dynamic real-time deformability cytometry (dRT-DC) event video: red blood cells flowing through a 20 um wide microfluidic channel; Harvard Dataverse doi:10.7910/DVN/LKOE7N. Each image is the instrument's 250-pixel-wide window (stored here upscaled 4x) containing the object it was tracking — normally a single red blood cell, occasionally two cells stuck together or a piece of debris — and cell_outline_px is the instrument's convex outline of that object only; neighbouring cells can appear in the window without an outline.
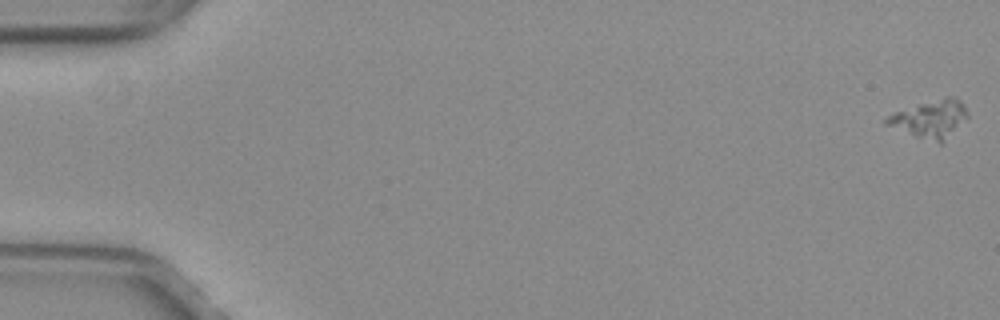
{"species": "common noctule bat (a hibernating species)", "species_latin": "Nyctalus noctula", "temperature_condition": "warm", "stored_images_in_passage": 53, "camera_frame_rate_fps": 3000, "um_per_image_px": 0.085, "animal": {"sex": "female", "body_mass_g": 29.2, "forearm_length_mm": 56.3}, "frame": {"image": 1, "passage_image": 1, "time_ms": 0.0, "image_size_px": [1000, 320], "cell_outline_px": [[968, 116], [940, 144], [916, 136], [884, 124], [884, 120], [888, 116], [896, 112], [944, 96], [956, 96], [964, 104], [968, 112]], "centroid_in_image_um": [79.09, 10.09], "position_along_channel_um": 5.9, "area_um2": 17.34}}
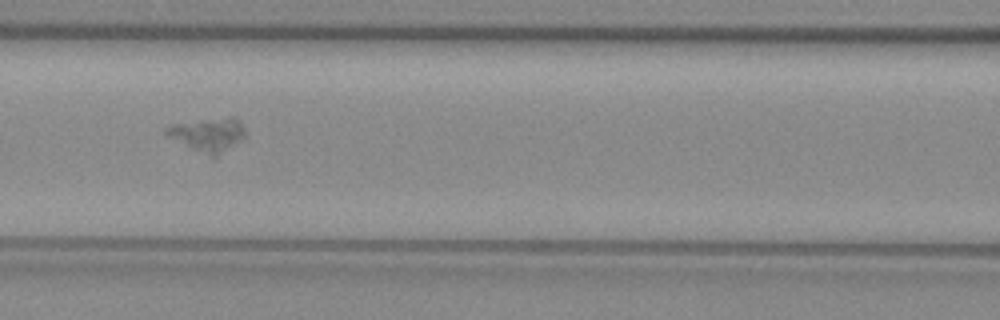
{"frame": {"image": 2, "passage_image": 25, "time_ms": 8.0, "image_size_px": [1000, 320], "cell_outline_px": [[244, 140], [216, 160], [168, 136], [164, 132], [164, 128], [172, 124], [228, 116], [232, 116], [240, 120], [244, 128]], "centroid_in_image_um": [17.76, 11.47], "position_along_channel_um": 148.8, "area_um2": 15.95}}
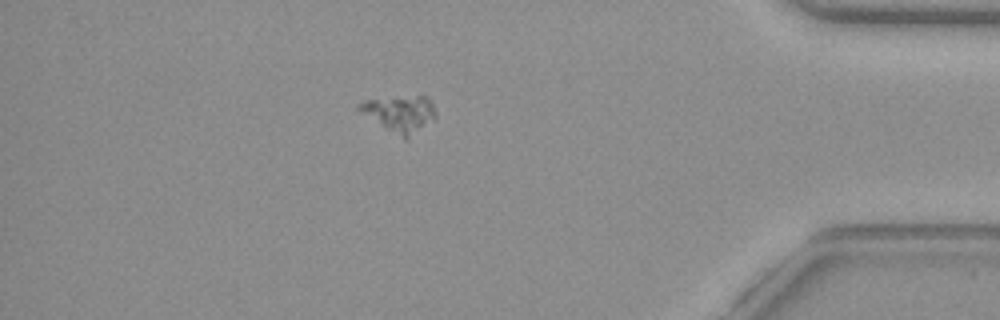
{"frame": {"image": 3, "passage_image": 47, "time_ms": 15.333, "image_size_px": [1000, 320], "cell_outline_px": [[436, 116], [404, 140], [356, 108], [356, 104], [364, 100], [416, 96], [428, 96], [432, 104]], "centroid_in_image_um": [33.97, 9.64], "position_along_channel_um": 401.2, "area_um2": 15.49}}